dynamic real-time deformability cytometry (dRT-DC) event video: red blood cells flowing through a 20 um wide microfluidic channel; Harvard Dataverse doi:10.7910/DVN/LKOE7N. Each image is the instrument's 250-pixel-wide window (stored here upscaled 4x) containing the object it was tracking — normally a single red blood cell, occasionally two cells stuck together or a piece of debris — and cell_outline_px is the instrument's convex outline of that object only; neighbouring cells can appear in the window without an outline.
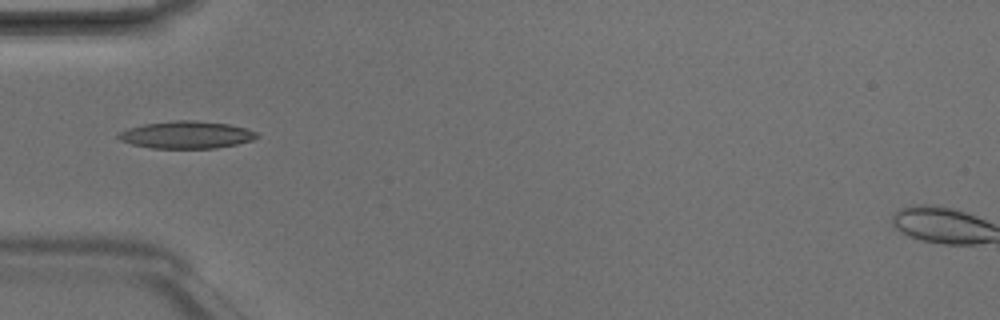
{"species": "Egyptian fruit bat (a non-hibernating species)", "species_latin": "Rousettus aegyptiacus", "temperature_condition": "room temperature", "stored_images_in_passage": 4, "camera_frame_rate_fps": 3000, "um_per_image_px": 0.085, "animal": {"sex": "male"}, "frame": {"image": 1, "passage_image": 3, "time_ms": 0.667, "image_size_px": [1000, 320], "cell_outline_px": [[260, 136], [252, 140], [236, 144], [216, 148], [152, 148], [132, 144], [120, 140], [116, 136], [116, 132], [128, 128], [144, 124], [176, 120], [196, 120], [228, 124], [244, 128], [256, 132]], "centroid_in_image_um": [15.81, 11.45], "position_along_channel_um": 69.2, "area_um2": 22.02}}